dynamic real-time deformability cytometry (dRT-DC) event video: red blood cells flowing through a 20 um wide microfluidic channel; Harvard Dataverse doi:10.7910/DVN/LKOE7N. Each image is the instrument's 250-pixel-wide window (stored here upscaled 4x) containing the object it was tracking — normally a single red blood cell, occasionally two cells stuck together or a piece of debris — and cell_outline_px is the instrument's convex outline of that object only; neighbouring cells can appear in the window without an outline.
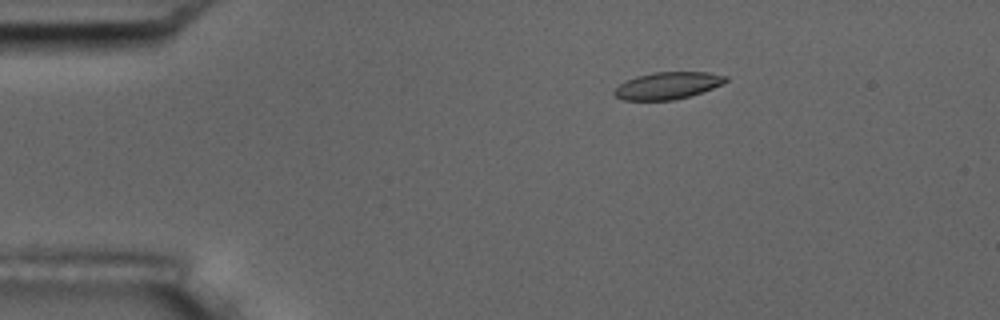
{"species": "common noctule bat (a hibernating species)", "species_latin": "Nyctalus noctula", "temperature_condition": "room temperature", "stored_images_in_passage": 6, "camera_frame_rate_fps": 3000, "um_per_image_px": 0.085, "animal": {"sex": "male", "body_mass_g": 17.5, "forearm_length_mm": 52.3}, "frame": {"image": 1, "passage_image": 3, "time_ms": 2.333, "image_size_px": [1000, 320], "cell_outline_px": [[728, 80], [724, 84], [688, 96], [672, 100], [624, 100], [616, 96], [612, 92], [620, 84], [636, 76], [652, 72], [708, 72], [728, 76]], "centroid_in_image_um": [56.77, 7.26], "position_along_channel_um": 28.2, "area_um2": 17.46}}